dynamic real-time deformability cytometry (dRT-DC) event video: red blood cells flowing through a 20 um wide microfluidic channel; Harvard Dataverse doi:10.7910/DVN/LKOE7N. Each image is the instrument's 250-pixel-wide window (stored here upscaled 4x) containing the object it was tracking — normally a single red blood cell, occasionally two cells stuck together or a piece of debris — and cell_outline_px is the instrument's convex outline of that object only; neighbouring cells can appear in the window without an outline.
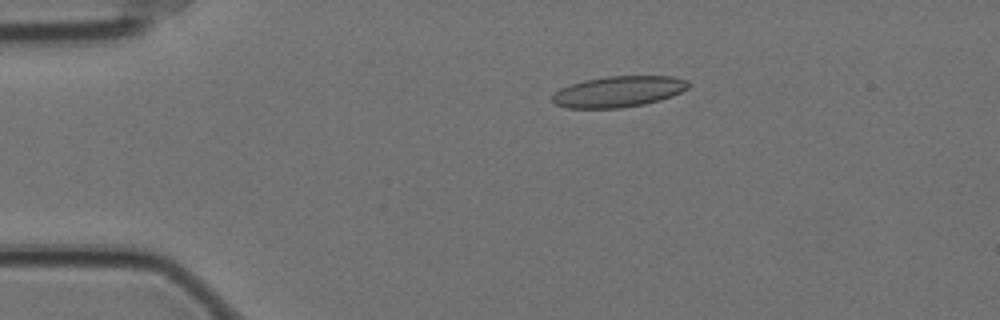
{"species": "Egyptian fruit bat (a non-hibernating species)", "species_latin": "Rousettus aegyptiacus", "temperature_condition": "cold", "stored_images_in_passage": 57, "camera_frame_rate_fps": 3000, "um_per_image_px": 0.085, "animal": {"sex": "female"}, "frame": {"image": 1, "passage_image": 11, "time_ms": 3.333, "image_size_px": [1000, 320], "cell_outline_px": [[688, 88], [672, 96], [660, 100], [644, 104], [620, 108], [568, 108], [556, 104], [552, 100], [552, 92], [560, 88], [584, 80], [608, 76], [672, 76], [688, 80]], "centroid_in_image_um": [52.55, 7.78], "position_along_channel_um": 32.4, "area_um2": 24.57}}
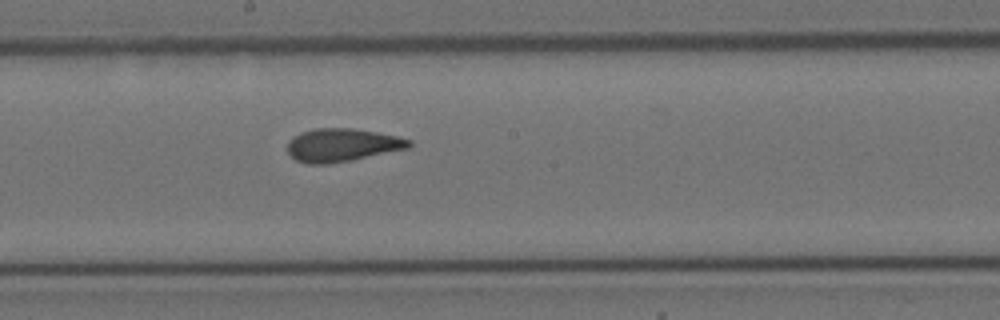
{"frame": {"image": 2, "passage_image": 31, "time_ms": 10.0, "image_size_px": [1000, 320], "cell_outline_px": [[412, 144], [408, 148], [352, 160], [328, 164], [308, 164], [296, 160], [288, 152], [288, 140], [292, 136], [300, 132], [316, 128], [352, 128], [376, 132], [396, 136], [412, 140]], "centroid_in_image_um": [29.05, 12.33], "position_along_channel_um": 219.1, "area_um2": 23.47}}
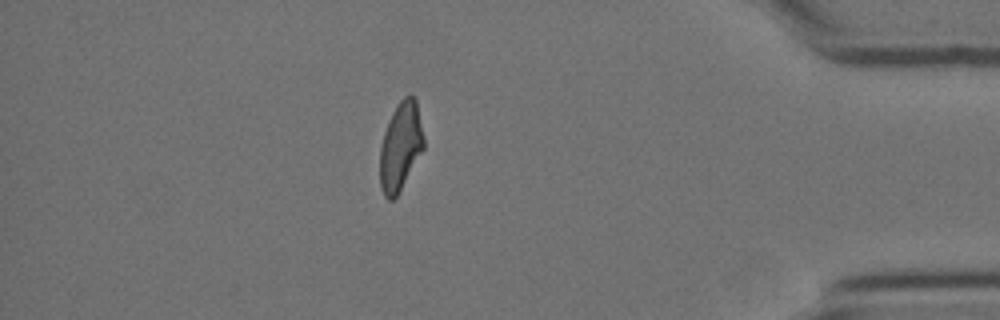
{"frame": {"image": 3, "passage_image": 50, "time_ms": 16.333, "image_size_px": [1000, 320], "cell_outline_px": [[424, 148], [396, 196], [392, 200], [388, 200], [384, 196], [380, 188], [380, 148], [384, 132], [388, 120], [396, 104], [404, 96], [412, 92], [416, 100], [424, 136]], "centroid_in_image_um": [34.04, 12.4], "position_along_channel_um": 401.2, "area_um2": 22.6}, "authors_computed_cell_mechanics": {"area_um2": 23.5246, "velocity_mm_per_s": 3.5107, "shape_relaxation_time_tau1_ms": null, "shape_relaxation_time_tau2_ms": 1.9192, "deformation_change_tau1": null, "deformation_change_tau2": 0.0896}}